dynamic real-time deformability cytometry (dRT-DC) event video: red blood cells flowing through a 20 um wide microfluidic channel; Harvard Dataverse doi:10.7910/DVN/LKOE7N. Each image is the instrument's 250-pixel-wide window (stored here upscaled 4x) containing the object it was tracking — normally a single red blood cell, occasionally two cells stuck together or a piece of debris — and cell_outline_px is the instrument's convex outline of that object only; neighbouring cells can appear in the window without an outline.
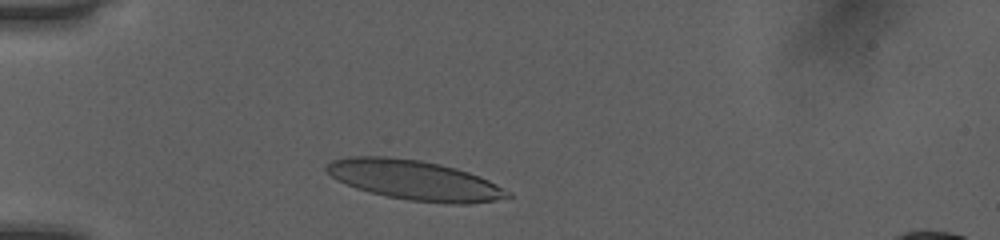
{"species": "human", "species_latin": "Homo sapiens", "temperature_condition": "room temperature", "stored_images_in_passage": 33, "camera_frame_rate_fps": 3000, "um_per_image_px": 0.085, "donor": {"sex": "female"}, "frame": {"image": 1, "passage_image": 4, "time_ms": 1.0, "image_size_px": [1000, 240], "cell_outline_px": [[512, 196], [496, 200], [468, 204], [448, 204], [408, 200], [388, 196], [356, 188], [336, 180], [324, 168], [332, 160], [348, 156], [384, 156], [420, 160], [440, 164], [456, 168], [480, 176], [512, 192]], "centroid_in_image_um": [35.25, 15.31], "position_along_channel_um": 49.7, "area_um2": 41.91}}
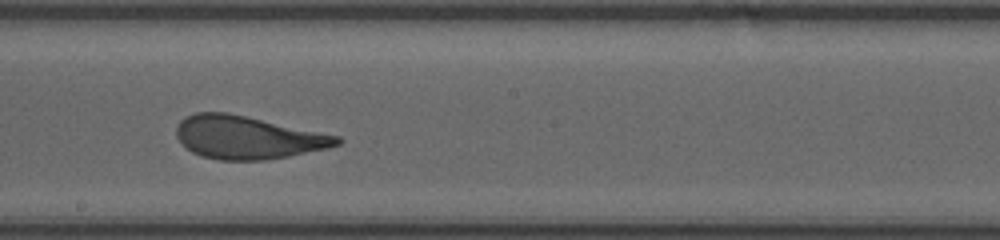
{"frame": {"image": 2, "passage_image": 19, "time_ms": 6.0, "image_size_px": [1000, 240], "cell_outline_px": [[344, 140], [340, 144], [328, 148], [288, 156], [264, 160], [220, 160], [200, 156], [192, 152], [176, 136], [176, 128], [180, 120], [184, 116], [196, 112], [228, 112], [340, 136]], "centroid_in_image_um": [21.05, 11.67], "position_along_channel_um": 227.2, "area_um2": 40.23}}
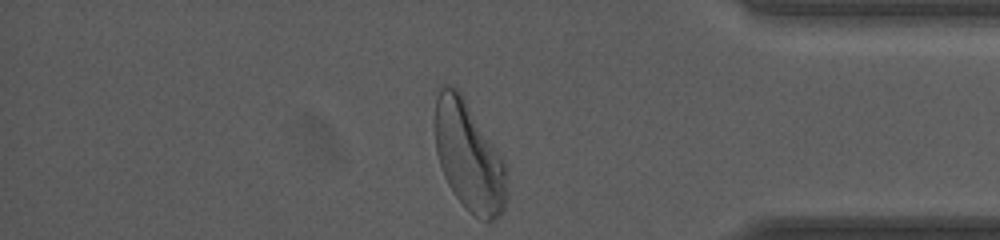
{"frame": {"image": 3, "passage_image": 33, "time_ms": 10.667, "image_size_px": [1000, 240], "cell_outline_px": [[508, 200], [504, 212], [496, 220], [484, 220], [476, 216], [452, 192], [444, 176], [436, 152], [436, 100], [440, 84], [448, 84], [456, 88], [464, 96], [504, 160], [508, 172]], "centroid_in_image_um": [39.91, 13.31], "position_along_channel_um": 395.3, "area_um2": 46.01}, "authors_computed_cell_mechanics": {"area_um2": 40.8646, "velocity_mm_per_s": 4.0195, "shape_relaxation_time_tau1_ms": 3.5164, "shape_relaxation_time_tau2_ms": 0.8158, "deformation_change_tau1": 0.1652, "deformation_change_tau2": 0.0968}}